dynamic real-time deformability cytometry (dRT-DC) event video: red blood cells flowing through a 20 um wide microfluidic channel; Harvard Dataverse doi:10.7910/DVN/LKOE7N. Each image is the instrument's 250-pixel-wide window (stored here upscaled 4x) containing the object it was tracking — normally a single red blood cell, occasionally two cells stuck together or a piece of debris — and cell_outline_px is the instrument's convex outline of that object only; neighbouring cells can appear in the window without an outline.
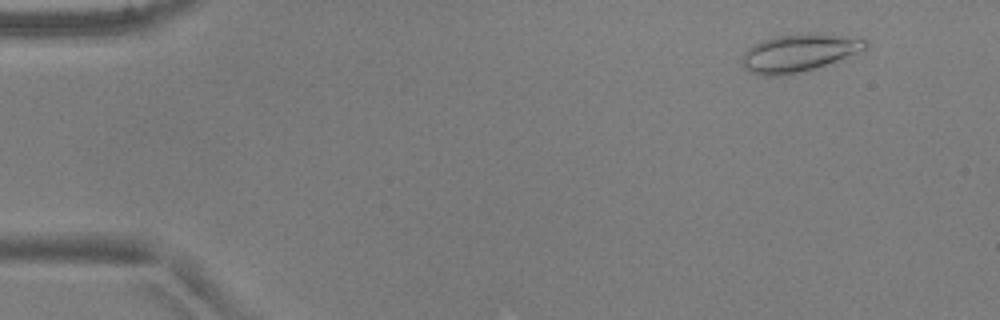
{"species": "common noctule bat (a hibernating species)", "species_latin": "Nyctalus noctula", "temperature_condition": "warm", "stored_images_in_passage": 48, "camera_frame_rate_fps": 3000, "um_per_image_px": 0.085, "animal": {"sex": "male", "body_mass_g": 17.9, "forearm_length_mm": 54.2}, "frame": {"image": 1, "passage_image": 2, "time_ms": 0.333, "image_size_px": [1000, 320], "cell_outline_px": [[868, 48], [816, 68], [800, 72], [780, 76], [760, 76], [748, 72], [744, 68], [740, 60], [744, 52], [752, 44], [776, 36], [808, 32], [816, 32], [848, 36], [868, 40]], "centroid_in_image_um": [67.87, 4.49], "position_along_channel_um": 17.1, "area_um2": 27.46}}
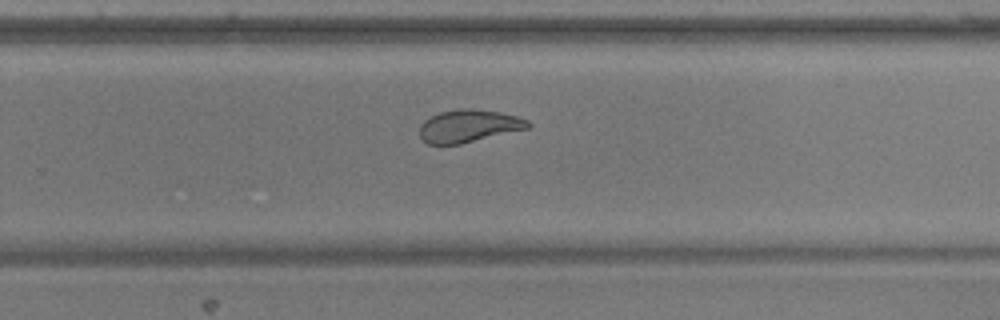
{"frame": {"image": 2, "passage_image": 31, "time_ms": 10.0, "image_size_px": [1000, 320], "cell_outline_px": [[532, 124], [528, 128], [460, 144], [428, 144], [420, 136], [420, 124], [424, 120], [440, 112], [460, 108], [472, 108], [500, 112], [516, 116], [528, 120]], "centroid_in_image_um": [39.84, 10.7], "position_along_channel_um": 290.0, "area_um2": 20.46}}
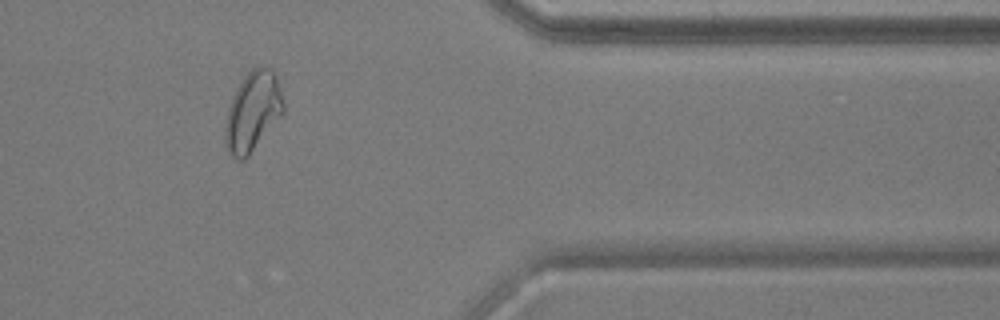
{"frame": {"image": 3, "passage_image": 40, "time_ms": 13.0, "image_size_px": [1000, 320], "cell_outline_px": [[284, 112], [248, 156], [244, 160], [236, 160], [228, 152], [224, 144], [224, 128], [228, 108], [236, 88], [244, 76], [256, 64], [260, 64], [272, 68], [276, 76], [284, 104]], "centroid_in_image_um": [21.46, 9.46], "position_along_channel_um": 389.9, "area_um2": 27.22}, "authors_computed_cell_mechanics": {"area_um2": 23.6402, "velocity_mm_per_s": 3.9177, "shape_relaxation_time_tau1_ms": 5.1024, "shape_relaxation_time_tau2_ms": 1.9236, "deformation_change_tau1": 0.1574, "deformation_change_tau2": 0.0858}}